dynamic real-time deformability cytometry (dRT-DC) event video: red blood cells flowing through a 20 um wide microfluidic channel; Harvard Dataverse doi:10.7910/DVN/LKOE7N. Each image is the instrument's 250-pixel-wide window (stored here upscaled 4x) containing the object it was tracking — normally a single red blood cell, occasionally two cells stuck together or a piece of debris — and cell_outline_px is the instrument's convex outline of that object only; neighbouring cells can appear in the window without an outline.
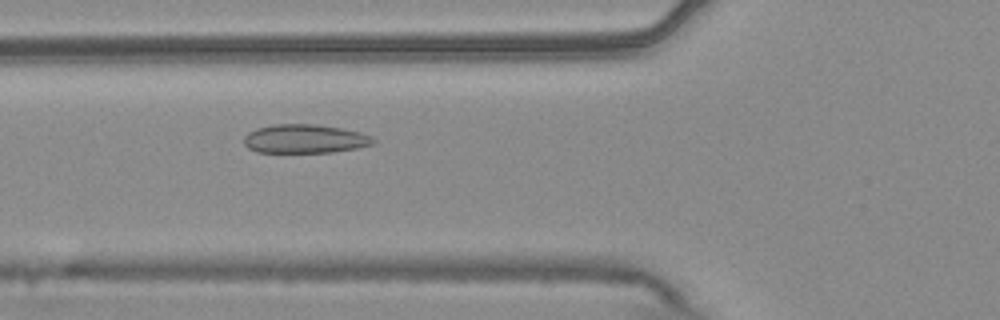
{"species": "common noctule bat (a hibernating species)", "species_latin": "Nyctalus noctula", "temperature_condition": "warm", "stored_images_in_passage": 40, "camera_frame_rate_fps": 3000, "um_per_image_px": 0.085, "animal": {"sex": "male", "body_mass_g": 20.4}, "frame": {"image": 1, "passage_image": 10, "time_ms": 3.0, "image_size_px": [1000, 320], "cell_outline_px": [[376, 140], [372, 144], [356, 148], [332, 152], [256, 152], [248, 148], [244, 144], [244, 136], [248, 132], [256, 128], [272, 124], [316, 124], [340, 128], [360, 132], [372, 136]], "centroid_in_image_um": [25.88, 11.79], "position_along_channel_um": 99.9, "area_um2": 21.73}}
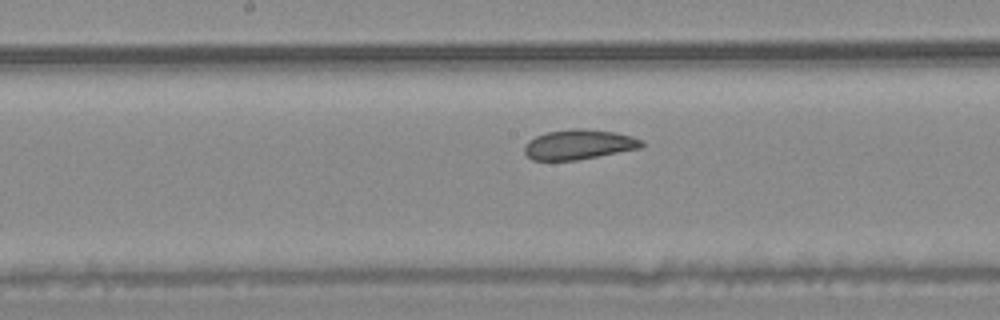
{"frame": {"image": 2, "passage_image": 18, "time_ms": 5.667, "image_size_px": [1000, 320], "cell_outline_px": [[644, 148], [576, 160], [532, 160], [524, 152], [524, 144], [528, 140], [536, 136], [548, 132], [576, 128], [584, 128], [616, 132], [632, 136], [644, 140]], "centroid_in_image_um": [49.25, 12.28], "position_along_channel_um": 199.0, "area_um2": 20.63}}
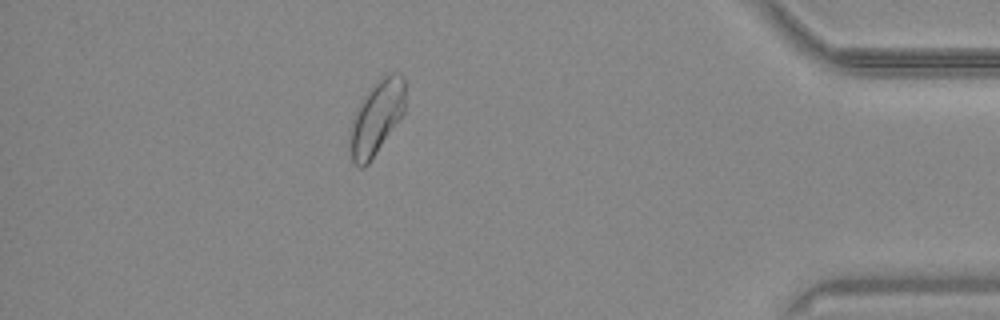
{"frame": {"image": 3, "passage_image": 38, "time_ms": 12.333, "image_size_px": [1000, 320], "cell_outline_px": [[404, 112], [368, 164], [364, 168], [360, 168], [352, 160], [348, 148], [348, 128], [364, 96], [380, 76], [392, 72], [400, 72], [404, 76]], "centroid_in_image_um": [31.97, 9.99], "position_along_channel_um": 403.2, "area_um2": 23.87}}